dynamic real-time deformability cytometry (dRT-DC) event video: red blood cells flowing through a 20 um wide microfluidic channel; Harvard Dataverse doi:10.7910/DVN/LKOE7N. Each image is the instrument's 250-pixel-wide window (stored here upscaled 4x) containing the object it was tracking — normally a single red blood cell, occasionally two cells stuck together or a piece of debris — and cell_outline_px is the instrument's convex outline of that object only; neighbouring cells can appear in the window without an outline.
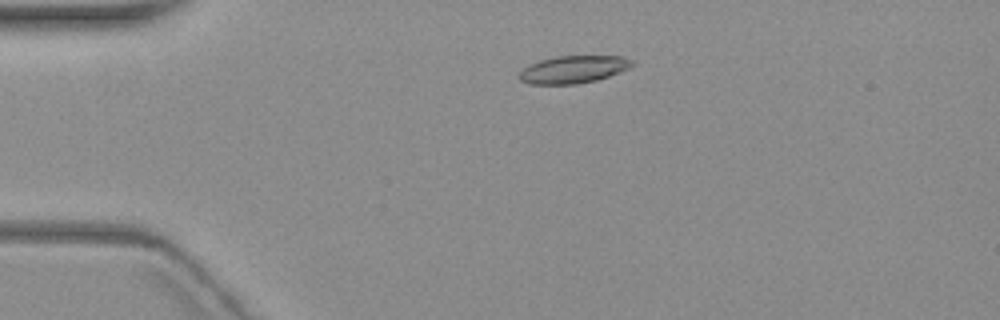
{"species": "common noctule bat (a hibernating species)", "species_latin": "Nyctalus noctula", "temperature_condition": "warm", "stored_images_in_passage": 4, "camera_frame_rate_fps": 3000, "um_per_image_px": 0.085, "animal": {"sex": "female", "body_mass_g": 19.3, "forearm_length_mm": 54.1}, "frame": {"image": 1, "passage_image": 3, "time_ms": 2.333, "image_size_px": [1000, 320], "cell_outline_px": [[636, 64], [620, 72], [596, 80], [576, 84], [528, 84], [520, 80], [516, 76], [528, 64], [540, 60], [556, 56], [624, 56], [632, 60]], "centroid_in_image_um": [48.71, 5.9], "position_along_channel_um": 36.3, "area_um2": 18.21}}